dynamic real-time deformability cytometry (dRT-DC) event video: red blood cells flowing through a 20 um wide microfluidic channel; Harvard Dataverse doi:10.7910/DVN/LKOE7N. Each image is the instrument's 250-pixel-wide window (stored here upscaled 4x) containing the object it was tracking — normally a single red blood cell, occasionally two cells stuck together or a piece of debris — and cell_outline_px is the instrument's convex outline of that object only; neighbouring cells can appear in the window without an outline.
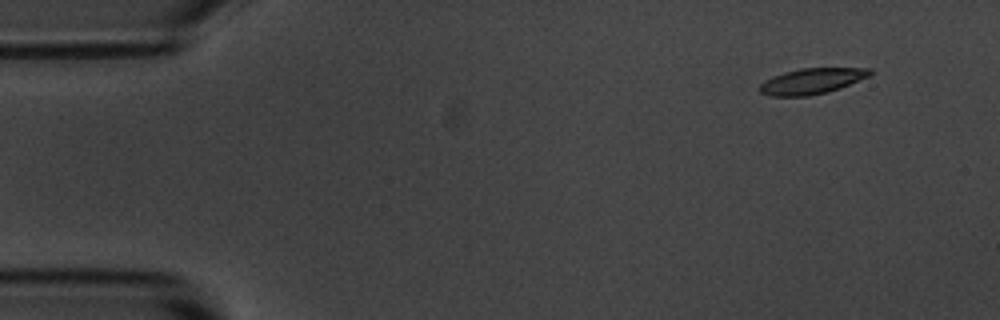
{"species": "common noctule bat (a hibernating species)", "species_latin": "Nyctalus noctula", "temperature_condition": "room temperature", "stored_images_in_passage": 5, "camera_frame_rate_fps": 3000, "um_per_image_px": 0.085, "animal": {"sex": "male", "body_mass_g": 20.1, "forearm_length_mm": 53.5}, "frame": {"image": 1, "passage_image": 2, "time_ms": 1.0, "image_size_px": [1000, 320], "cell_outline_px": [[872, 72], [868, 76], [840, 88], [828, 92], [808, 96], [768, 96], [760, 92], [760, 84], [764, 80], [772, 76], [784, 72], [800, 68], [872, 68]], "centroid_in_image_um": [68.97, 6.89], "position_along_channel_um": 16.0, "area_um2": 16.53}}
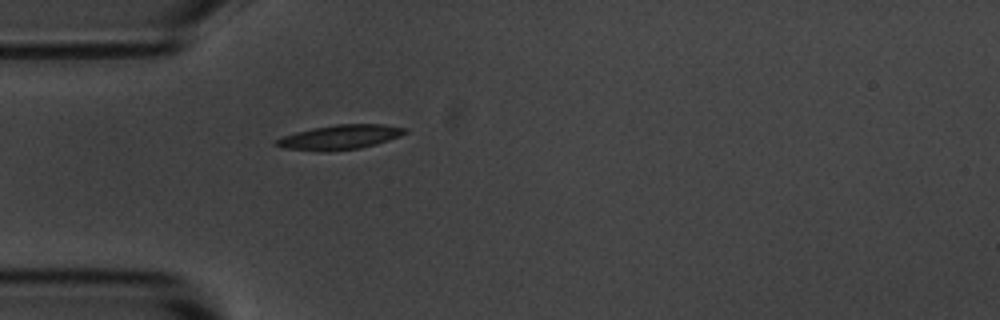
{"frame": {"image": 2, "passage_image": 5, "time_ms": 4.667, "image_size_px": [1000, 320], "cell_outline_px": [[408, 132], [400, 136], [376, 144], [360, 148], [324, 152], [284, 148], [276, 144], [276, 140], [284, 136], [296, 132], [312, 128], [336, 124], [384, 124], [404, 128]], "centroid_in_image_um": [28.91, 11.66], "position_along_channel_um": 56.1, "area_um2": 18.26}}